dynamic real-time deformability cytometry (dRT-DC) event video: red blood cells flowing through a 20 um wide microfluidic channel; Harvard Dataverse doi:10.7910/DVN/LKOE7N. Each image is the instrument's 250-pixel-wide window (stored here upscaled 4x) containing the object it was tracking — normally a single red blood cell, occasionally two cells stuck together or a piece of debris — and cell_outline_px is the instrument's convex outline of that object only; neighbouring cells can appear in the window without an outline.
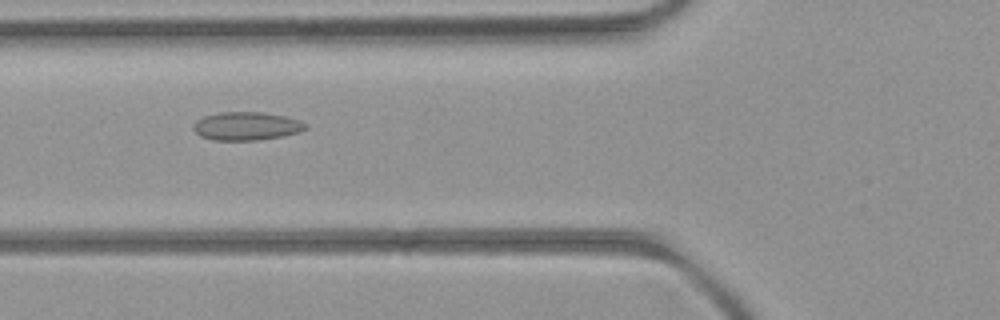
{"species": "common noctule bat (a hibernating species)", "species_latin": "Nyctalus noctula", "temperature_condition": "room temperature", "stored_images_in_passage": 52, "camera_frame_rate_fps": 3000, "um_per_image_px": 0.085, "animal": {"sex": "female", "body_mass_g": 21.9}, "frame": {"image": 1, "passage_image": 20, "time_ms": 6.333, "image_size_px": [1000, 320], "cell_outline_px": [[304, 128], [300, 132], [284, 136], [256, 140], [216, 140], [200, 136], [192, 128], [192, 124], [196, 120], [204, 116], [220, 112], [264, 112], [284, 116], [300, 120], [304, 124]], "centroid_in_image_um": [20.91, 10.71], "position_along_channel_um": 104.9, "area_um2": 18.44}}
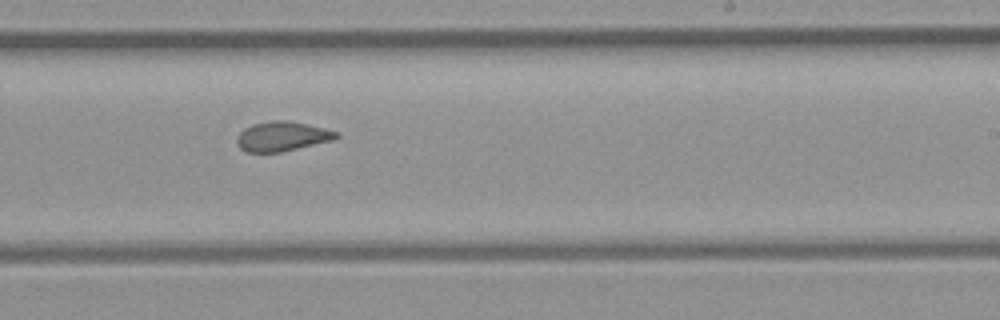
{"frame": {"image": 2, "passage_image": 32, "time_ms": 10.333, "image_size_px": [1000, 320], "cell_outline_px": [[340, 136], [332, 140], [280, 152], [248, 152], [240, 148], [236, 144], [236, 136], [244, 128], [252, 124], [272, 120], [288, 120], [324, 128], [340, 132]], "centroid_in_image_um": [23.96, 11.58], "position_along_channel_um": 265.0, "area_um2": 17.17}}
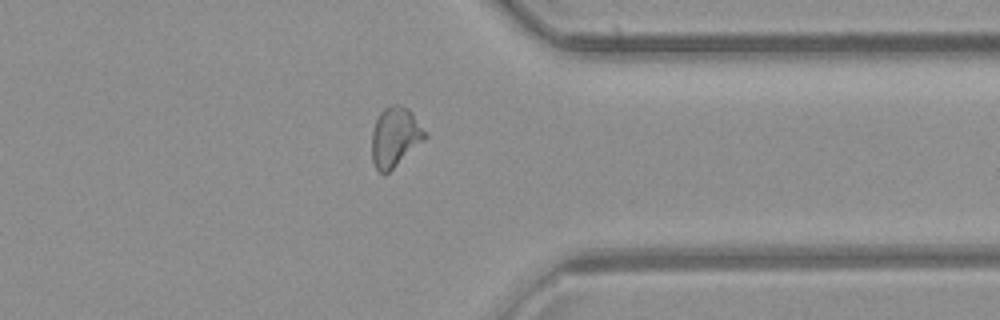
{"frame": {"image": 3, "passage_image": 41, "time_ms": 13.333, "image_size_px": [1000, 320], "cell_outline_px": [[428, 136], [424, 140], [384, 176], [376, 168], [372, 160], [372, 132], [376, 120], [380, 112], [384, 108], [392, 104], [400, 104], [408, 108], [412, 112], [428, 132]], "centroid_in_image_um": [33.6, 11.62], "position_along_channel_um": 377.8, "area_um2": 18.61}, "authors_computed_cell_mechanics": {"area_um2": 18.496, "velocity_mm_per_s": 3.9969, "shape_relaxation_time_tau1_ms": null, "shape_relaxation_time_tau2_ms": 1.9003, "deformation_change_tau1": null, "deformation_change_tau2": 0.0818}}